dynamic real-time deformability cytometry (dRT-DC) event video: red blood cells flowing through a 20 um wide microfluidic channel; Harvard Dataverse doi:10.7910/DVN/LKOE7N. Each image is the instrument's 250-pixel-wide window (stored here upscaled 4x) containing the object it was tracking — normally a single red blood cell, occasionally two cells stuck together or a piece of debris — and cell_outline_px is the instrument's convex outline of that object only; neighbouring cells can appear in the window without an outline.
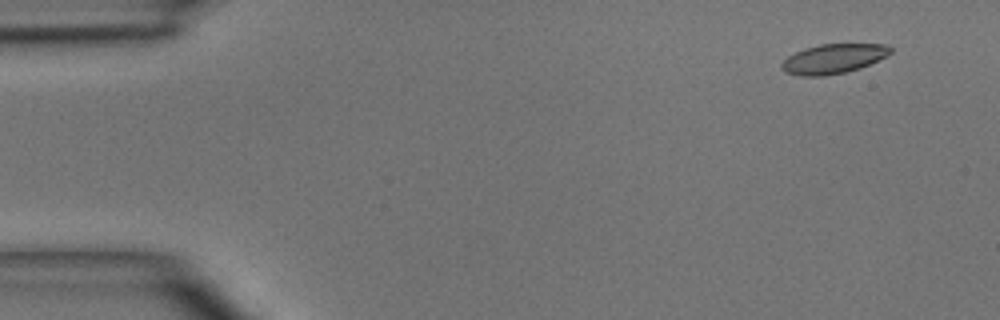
{"species": "common noctule bat (a hibernating species)", "species_latin": "Nyctalus noctula", "temperature_condition": "room temperature", "stored_images_in_passage": 1, "camera_frame_rate_fps": 3000, "um_per_image_px": 0.085, "animal": {"sex": "male", "body_mass_g": 15.6}, "frame": {"image": 1, "passage_image": 1, "time_ms": 0.0, "image_size_px": [1000, 320], "cell_outline_px": [[892, 52], [888, 56], [860, 68], [848, 72], [824, 76], [800, 76], [784, 72], [780, 68], [780, 64], [788, 56], [804, 48], [820, 44], [888, 44], [892, 48]], "centroid_in_image_um": [70.84, 5.0], "position_along_channel_um": 14.2, "area_um2": 19.02}}